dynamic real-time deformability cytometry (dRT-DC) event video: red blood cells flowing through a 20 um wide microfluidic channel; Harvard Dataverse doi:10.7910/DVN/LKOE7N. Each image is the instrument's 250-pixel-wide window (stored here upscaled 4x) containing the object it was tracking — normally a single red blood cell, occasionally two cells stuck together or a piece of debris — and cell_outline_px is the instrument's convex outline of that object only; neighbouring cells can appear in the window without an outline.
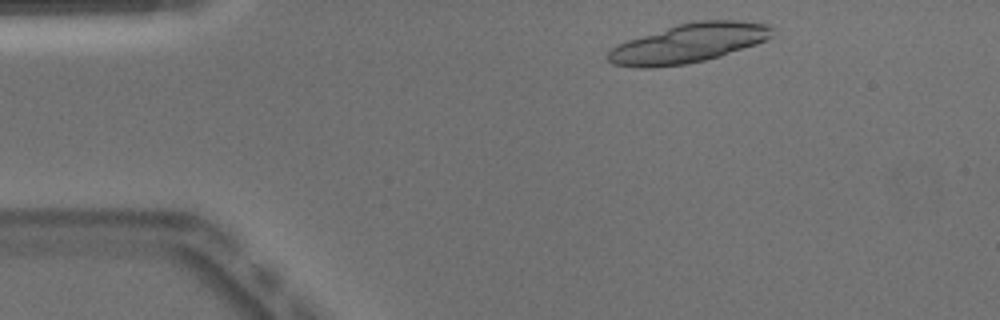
{"species": "Egyptian fruit bat (a non-hibernating species)", "species_latin": "Rousettus aegyptiacus", "temperature_condition": "warm", "stored_images_in_passage": 12, "camera_frame_rate_fps": 3000, "um_per_image_px": 0.085, "animal": {"sex": "male"}, "frame": {"image": 1, "passage_image": 3, "time_ms": 0.667, "image_size_px": [1000, 320], "cell_outline_px": [[772, 36], [756, 44], [720, 56], [704, 60], [684, 64], [652, 68], [636, 68], [612, 64], [608, 60], [608, 52], [612, 48], [628, 40], [676, 24], [696, 20], [740, 20], [772, 24]], "centroid_in_image_um": [58.55, 3.66], "position_along_channel_um": 26.5, "area_um2": 37.4}}